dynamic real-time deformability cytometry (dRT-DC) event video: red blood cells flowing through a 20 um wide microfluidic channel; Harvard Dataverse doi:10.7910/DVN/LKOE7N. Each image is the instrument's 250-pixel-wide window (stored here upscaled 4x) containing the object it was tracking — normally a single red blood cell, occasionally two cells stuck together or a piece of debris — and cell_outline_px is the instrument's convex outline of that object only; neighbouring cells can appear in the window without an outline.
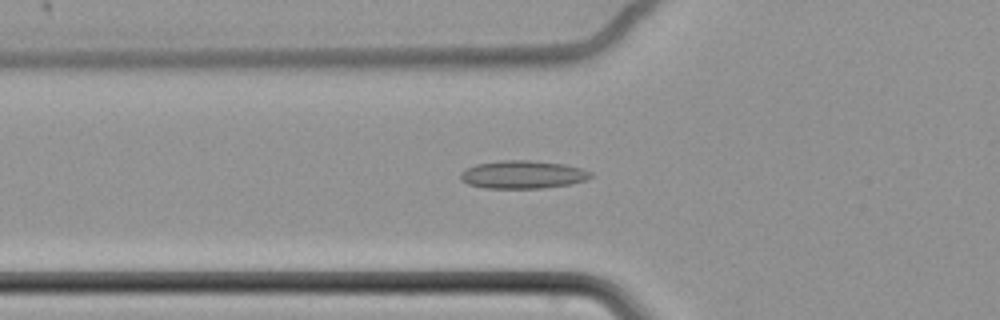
{"species": "common noctule bat (a hibernating species)", "species_latin": "Nyctalus noctula", "temperature_condition": "cold", "stored_images_in_passage": 53, "camera_frame_rate_fps": 3000, "um_per_image_px": 0.085, "animal": {"sex": "female", "body_mass_g": 22.7, "forearm_length_mm": 54.2}, "frame": {"image": 1, "passage_image": 14, "time_ms": 4.333, "image_size_px": [1000, 320], "cell_outline_px": [[592, 176], [588, 180], [572, 184], [544, 188], [484, 188], [468, 184], [460, 180], [460, 172], [476, 164], [500, 160], [528, 160], [564, 164], [580, 168], [592, 172]], "centroid_in_image_um": [44.45, 14.84], "position_along_channel_um": 81.4, "area_um2": 21.39}}
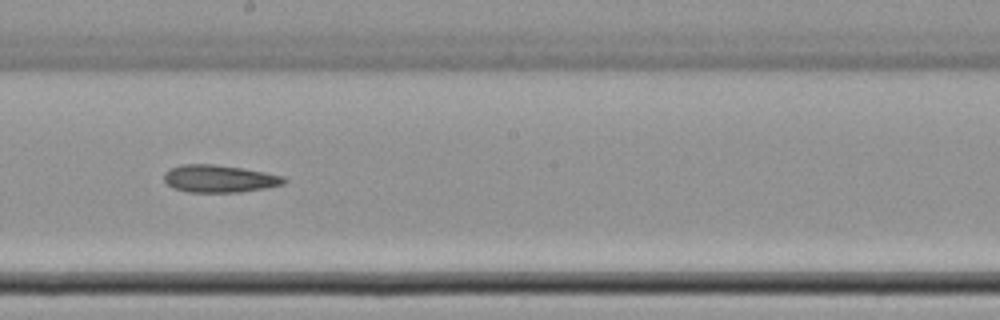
{"frame": {"image": 2, "passage_image": 27, "time_ms": 8.667, "image_size_px": [1000, 320], "cell_outline_px": [[288, 180], [284, 184], [264, 188], [240, 192], [188, 192], [172, 188], [164, 180], [164, 172], [168, 168], [180, 164], [216, 164], [264, 172], [284, 176]], "centroid_in_image_um": [18.61, 15.18], "position_along_channel_um": 229.6, "area_um2": 19.31}}
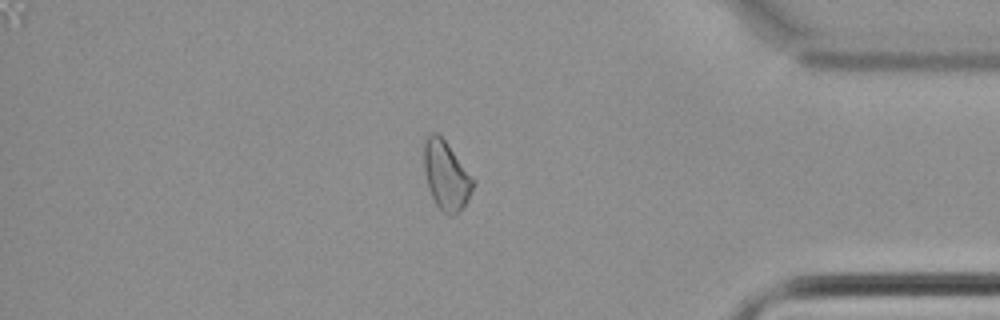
{"frame": {"image": 3, "passage_image": 44, "time_ms": 14.333, "image_size_px": [1000, 320], "cell_outline_px": [[472, 188], [464, 204], [456, 216], [448, 216], [436, 204], [428, 188], [424, 168], [424, 144], [428, 136], [432, 132], [436, 132], [444, 140], [472, 180]], "centroid_in_image_um": [37.86, 14.95], "position_along_channel_um": 397.3, "area_um2": 18.67}}